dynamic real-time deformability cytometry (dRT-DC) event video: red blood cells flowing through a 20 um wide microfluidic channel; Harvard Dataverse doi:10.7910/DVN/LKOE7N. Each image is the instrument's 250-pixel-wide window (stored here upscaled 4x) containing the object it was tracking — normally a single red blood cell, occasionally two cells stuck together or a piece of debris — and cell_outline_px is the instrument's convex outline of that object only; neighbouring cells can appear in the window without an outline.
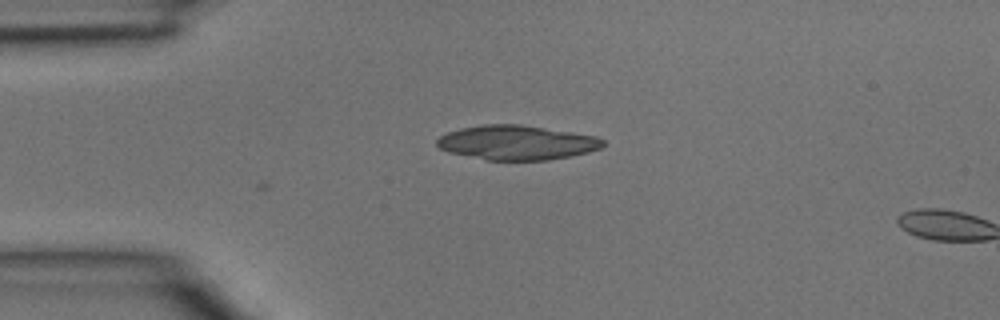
{"species": "common noctule bat (a hibernating species)", "species_latin": "Nyctalus noctula", "temperature_condition": "room temperature", "stored_images_in_passage": 2, "camera_frame_rate_fps": 3000, "um_per_image_px": 0.085, "animal": {"sex": "male", "body_mass_g": 15.6}, "frame": {"image": 1, "passage_image": 1, "time_ms": 0.0, "image_size_px": [1000, 320], "cell_outline_px": [[604, 144], [600, 148], [588, 152], [572, 156], [548, 160], [488, 160], [448, 152], [440, 148], [436, 144], [436, 140], [440, 136], [448, 132], [460, 128], [484, 124], [520, 124], [572, 132], [596, 136], [604, 140]], "centroid_in_image_um": [43.92, 12.12], "position_along_channel_um": 41.1, "area_um2": 33.35}}